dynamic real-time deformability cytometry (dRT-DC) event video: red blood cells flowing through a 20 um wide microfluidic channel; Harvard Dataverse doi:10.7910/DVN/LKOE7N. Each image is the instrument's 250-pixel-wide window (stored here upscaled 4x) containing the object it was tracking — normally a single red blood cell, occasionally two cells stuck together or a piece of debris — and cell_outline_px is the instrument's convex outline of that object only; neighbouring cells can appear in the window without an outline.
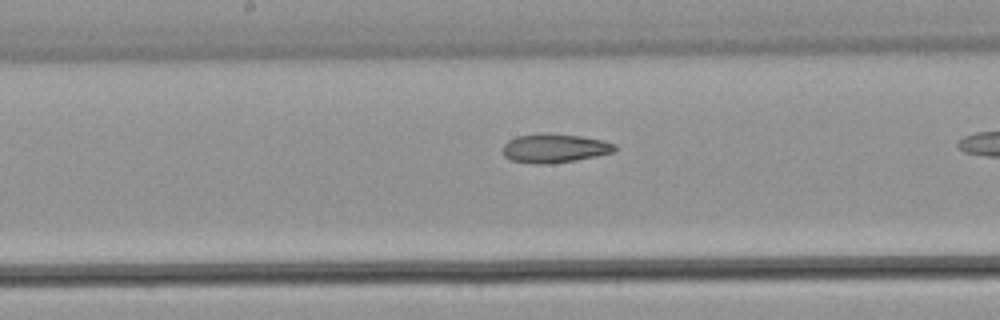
{"species": "common noctule bat (a hibernating species)", "species_latin": "Nyctalus noctula", "temperature_condition": "warm", "stored_images_in_passage": 12, "camera_frame_rate_fps": 3000, "um_per_image_px": 0.085, "animal": {"sex": "male", "body_mass_g": 21.5, "forearm_length_mm": 52.0}, "frame": {"image": 1, "passage_image": 10, "time_ms": 3.0, "image_size_px": [1000, 320], "cell_outline_px": [[616, 148], [612, 152], [576, 160], [544, 164], [536, 164], [512, 160], [504, 156], [504, 144], [508, 140], [516, 136], [580, 136], [604, 140], [616, 144]], "centroid_in_image_um": [47.16, 12.64], "position_along_channel_um": 201.0, "area_um2": 17.86}}